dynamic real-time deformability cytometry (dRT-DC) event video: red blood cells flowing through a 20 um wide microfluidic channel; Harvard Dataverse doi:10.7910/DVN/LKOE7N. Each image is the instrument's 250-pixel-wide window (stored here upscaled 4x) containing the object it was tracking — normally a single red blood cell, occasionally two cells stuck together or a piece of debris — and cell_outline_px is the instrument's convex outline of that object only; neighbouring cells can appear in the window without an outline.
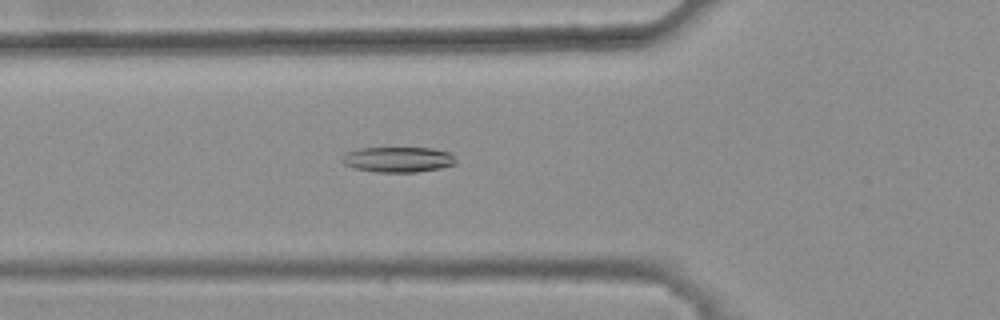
{"species": "common noctule bat (a hibernating species)", "species_latin": "Nyctalus noctula", "temperature_condition": "warm", "stored_images_in_passage": 41, "camera_frame_rate_fps": 3000, "um_per_image_px": 0.085, "animal": {"sex": "female", "body_mass_g": 25.1}, "frame": {"image": 1, "passage_image": 13, "time_ms": 4.0, "image_size_px": [1000, 320], "cell_outline_px": [[456, 164], [440, 168], [416, 172], [376, 172], [352, 168], [344, 164], [340, 160], [348, 152], [360, 148], [432, 148], [452, 152], [456, 156]], "centroid_in_image_um": [33.88, 13.56], "position_along_channel_um": 91.9, "area_um2": 16.99}}
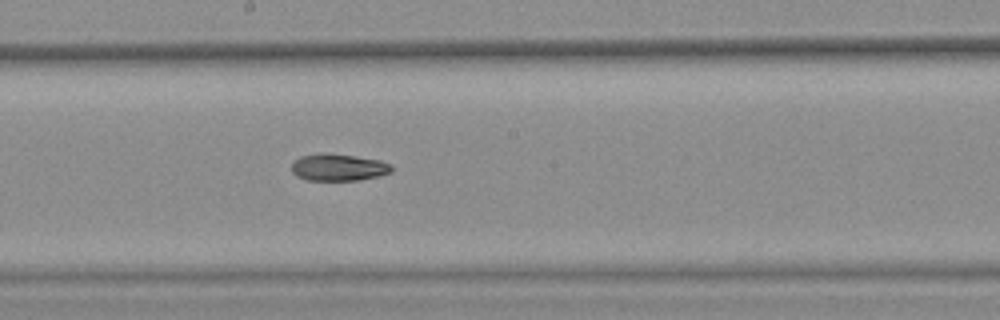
{"frame": {"image": 2, "passage_image": 23, "time_ms": 7.333, "image_size_px": [1000, 320], "cell_outline_px": [[392, 172], [380, 176], [360, 180], [308, 180], [296, 176], [292, 172], [292, 164], [300, 156], [320, 152], [324, 152], [356, 156], [380, 160], [392, 164]], "centroid_in_image_um": [28.79, 14.21], "position_along_channel_um": 219.4, "area_um2": 15.95}}
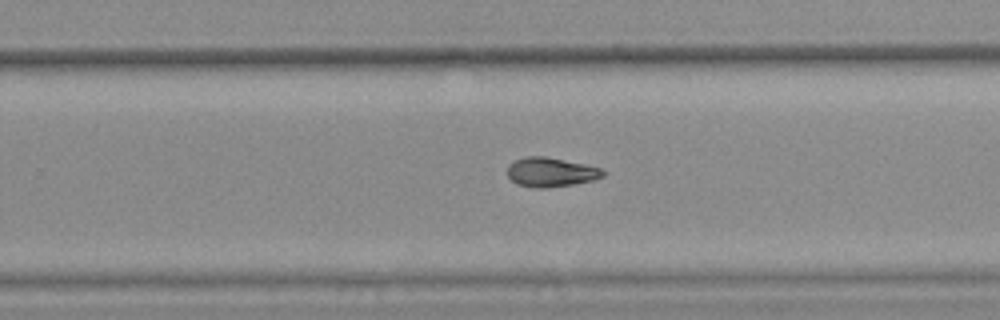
{"frame": {"image": 3, "passage_image": 28, "time_ms": 9.0, "image_size_px": [1000, 320], "cell_outline_px": [[604, 176], [596, 180], [572, 184], [544, 188], [532, 188], [516, 184], [508, 176], [508, 164], [524, 156], [544, 156], [584, 164], [600, 168], [604, 172]], "centroid_in_image_um": [46.8, 14.64], "position_along_channel_um": 283.0, "area_um2": 16.3}}